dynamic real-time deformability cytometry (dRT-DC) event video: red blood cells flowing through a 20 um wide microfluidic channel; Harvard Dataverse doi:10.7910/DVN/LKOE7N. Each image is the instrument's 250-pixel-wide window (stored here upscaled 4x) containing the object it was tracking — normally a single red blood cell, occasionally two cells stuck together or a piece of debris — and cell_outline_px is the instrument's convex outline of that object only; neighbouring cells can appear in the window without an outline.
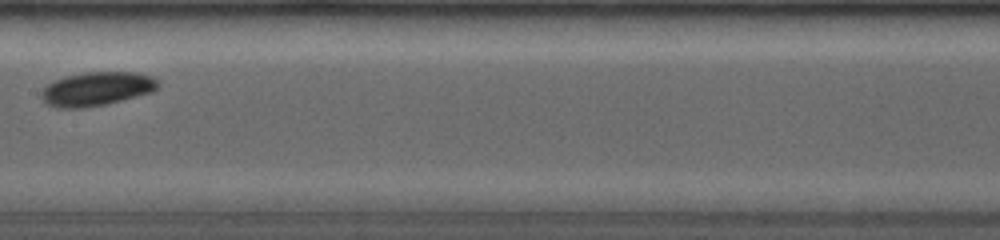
{"species": "common noctule bat (a hibernating species)", "species_latin": "Nyctalus noctula", "temperature_condition": "room temperature", "stored_images_in_passage": 12, "camera_frame_rate_fps": 4000, "um_per_image_px": 0.085, "animal": {"sex": "female", "body_mass_g": 19.0, "forearm_length_mm": 53.3}, "frame": {"image": 1, "passage_image": 7, "time_ms": 4.0, "image_size_px": [1000, 240], "cell_outline_px": [[160, 84], [152, 92], [104, 104], [84, 108], [56, 108], [48, 104], [40, 96], [40, 92], [52, 80], [64, 76], [84, 72], [136, 72], [152, 76]], "centroid_in_image_um": [8.18, 7.54], "position_along_channel_um": 199.2, "area_um2": 23.0}}
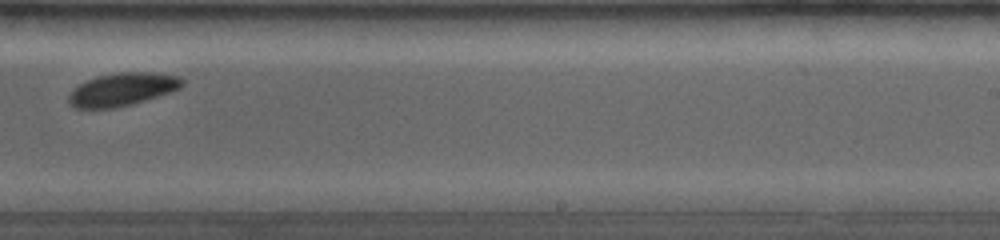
{"frame": {"image": 2, "passage_image": 10, "time_ms": 6.0, "image_size_px": [1000, 240], "cell_outline_px": [[184, 84], [180, 88], [132, 104], [112, 108], [76, 108], [68, 100], [68, 96], [80, 84], [96, 76], [116, 72], [156, 72], [180, 76], [184, 80]], "centroid_in_image_um": [10.43, 7.57], "position_along_channel_um": 278.6, "area_um2": 21.56}}
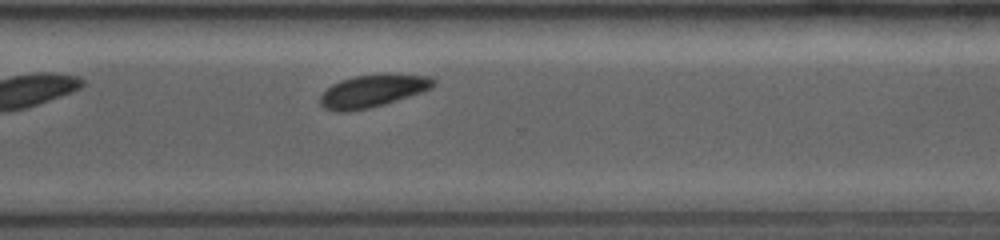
{"frame": {"image": 3, "passage_image": 12, "time_ms": 7.5, "image_size_px": [1000, 240], "cell_outline_px": [[436, 84], [432, 88], [384, 104], [368, 108], [348, 112], [336, 112], [324, 108], [320, 104], [320, 96], [332, 84], [340, 80], [356, 76], [384, 72], [392, 72], [428, 76], [436, 80]], "centroid_in_image_um": [31.69, 7.7], "position_along_channel_um": 338.9, "area_um2": 21.79}}